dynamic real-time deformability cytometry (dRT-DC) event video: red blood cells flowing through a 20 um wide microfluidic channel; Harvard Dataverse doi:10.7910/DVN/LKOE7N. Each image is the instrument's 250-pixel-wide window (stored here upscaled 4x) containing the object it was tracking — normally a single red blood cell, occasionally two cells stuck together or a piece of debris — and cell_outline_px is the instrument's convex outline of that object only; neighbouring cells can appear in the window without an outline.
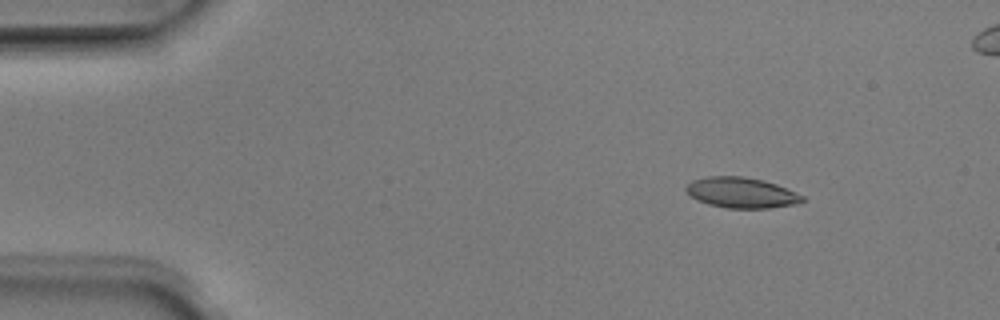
{"species": "Egyptian fruit bat (a non-hibernating species)", "species_latin": "Rousettus aegyptiacus", "temperature_condition": "room temperature", "stored_images_in_passage": 5, "camera_frame_rate_fps": 3000, "um_per_image_px": 0.085, "animal": {"sex": "male"}, "frame": {"image": 1, "passage_image": 2, "time_ms": 0.333, "image_size_px": [1000, 320], "cell_outline_px": [[804, 200], [792, 204], [768, 208], [728, 208], [708, 204], [696, 200], [684, 188], [692, 180], [708, 176], [744, 176], [764, 180], [776, 184], [804, 196]], "centroid_in_image_um": [62.98, 16.37], "position_along_channel_um": 22.0, "area_um2": 20.52}}